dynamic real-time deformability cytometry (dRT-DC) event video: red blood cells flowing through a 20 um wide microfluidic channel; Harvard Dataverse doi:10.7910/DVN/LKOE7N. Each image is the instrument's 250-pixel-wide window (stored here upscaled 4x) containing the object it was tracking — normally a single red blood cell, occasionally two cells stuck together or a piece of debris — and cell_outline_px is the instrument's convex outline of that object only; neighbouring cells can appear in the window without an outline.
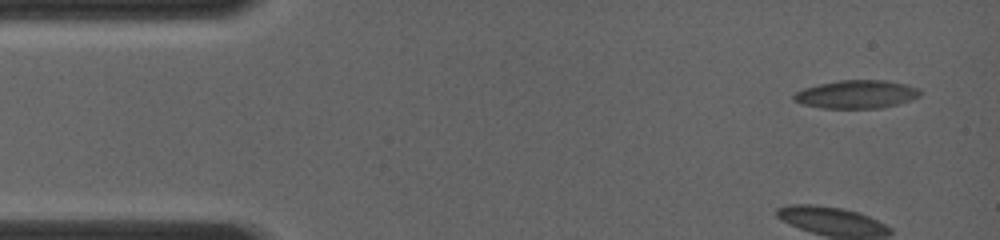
{"species": "common noctule bat (a hibernating species)", "species_latin": "Nyctalus noctula", "temperature_condition": "room temperature", "stored_images_in_passage": 3, "camera_frame_rate_fps": 4000, "um_per_image_px": 0.085, "animal": {"sex": "female", "body_mass_g": 19.0, "forearm_length_mm": 56.7}, "frame": {"image": 1, "passage_image": 1, "time_ms": 0.0, "image_size_px": [1000, 240], "cell_outline_px": [[920, 96], [912, 100], [880, 108], [820, 108], [804, 104], [792, 100], [792, 96], [796, 92], [804, 88], [820, 84], [840, 80], [888, 80], [920, 88]], "centroid_in_image_um": [72.81, 8.01], "position_along_channel_um": 12.2, "area_um2": 20.75}}